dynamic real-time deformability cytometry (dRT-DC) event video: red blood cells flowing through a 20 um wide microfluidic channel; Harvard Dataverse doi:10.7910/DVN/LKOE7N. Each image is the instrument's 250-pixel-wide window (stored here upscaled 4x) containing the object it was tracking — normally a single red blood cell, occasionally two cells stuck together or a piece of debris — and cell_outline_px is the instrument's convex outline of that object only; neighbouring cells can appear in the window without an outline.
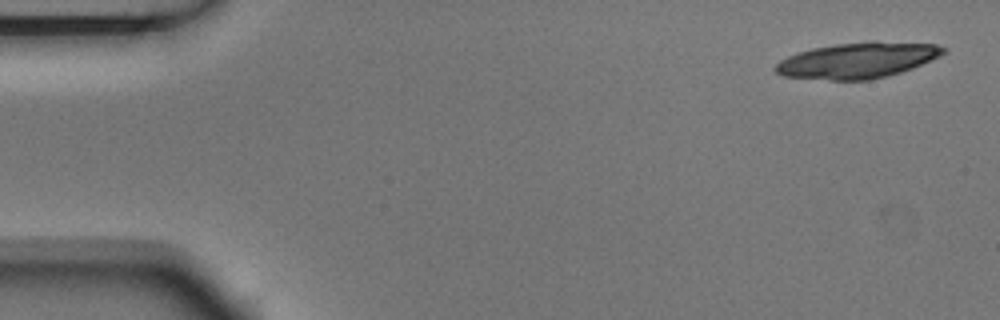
{"species": "Egyptian fruit bat (a non-hibernating species)", "species_latin": "Rousettus aegyptiacus", "temperature_condition": "room temperature", "stored_images_in_passage": 4, "camera_frame_rate_fps": 3000, "um_per_image_px": 0.085, "animal": {"sex": "male"}, "frame": {"image": 1, "passage_image": 1, "time_ms": 0.0, "image_size_px": [1000, 320], "cell_outline_px": [[948, 48], [940, 56], [912, 68], [888, 76], [868, 80], [828, 80], [784, 76], [776, 72], [772, 68], [780, 60], [788, 56], [812, 48], [836, 44], [872, 40], [876, 40], [936, 44]], "centroid_in_image_um": [72.91, 5.11], "position_along_channel_um": 12.1, "area_um2": 35.2}}